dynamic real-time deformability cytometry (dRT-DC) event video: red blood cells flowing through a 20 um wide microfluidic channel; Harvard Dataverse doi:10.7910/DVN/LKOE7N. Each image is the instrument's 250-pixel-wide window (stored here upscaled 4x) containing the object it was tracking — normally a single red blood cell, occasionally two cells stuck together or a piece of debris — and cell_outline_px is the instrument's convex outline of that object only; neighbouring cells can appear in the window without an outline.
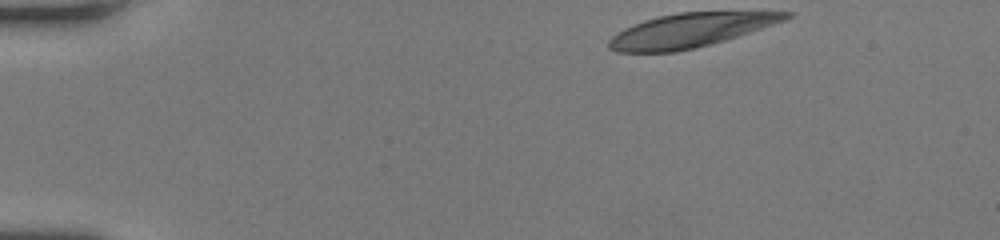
{"species": "human", "species_latin": "Homo sapiens", "temperature_condition": "room temperature", "stored_images_in_passage": 35, "camera_frame_rate_fps": 3000, "um_per_image_px": 0.085, "donor": {"sex": "female"}, "frame": {"image": 1, "passage_image": 1, "time_ms": 0.0, "image_size_px": [1000, 240], "cell_outline_px": [[796, 12], [792, 16], [784, 20], [724, 40], [696, 48], [676, 52], [616, 52], [608, 48], [608, 40], [612, 36], [624, 28], [644, 20], [656, 16], [676, 12]], "centroid_in_image_um": [58.6, 2.58], "position_along_channel_um": 26.4, "area_um2": 34.68}}
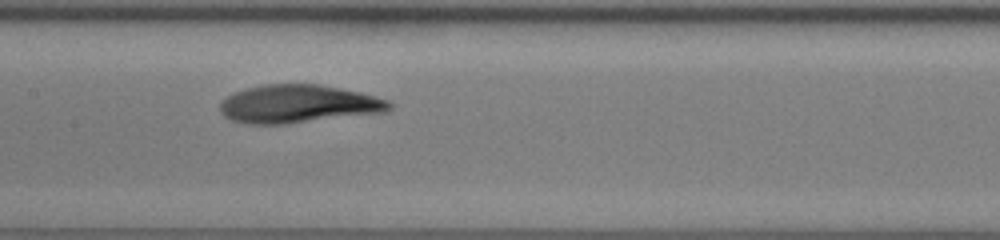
{"frame": {"image": 2, "passage_image": 19, "time_ms": 6.0, "image_size_px": [1000, 240], "cell_outline_px": [[392, 108], [384, 112], [284, 124], [248, 124], [232, 120], [224, 116], [220, 112], [220, 104], [232, 92], [264, 84], [320, 84], [360, 92], [376, 96], [388, 100], [392, 104]], "centroid_in_image_um": [25.35, 8.83], "position_along_channel_um": 182.1, "area_um2": 37.51}}
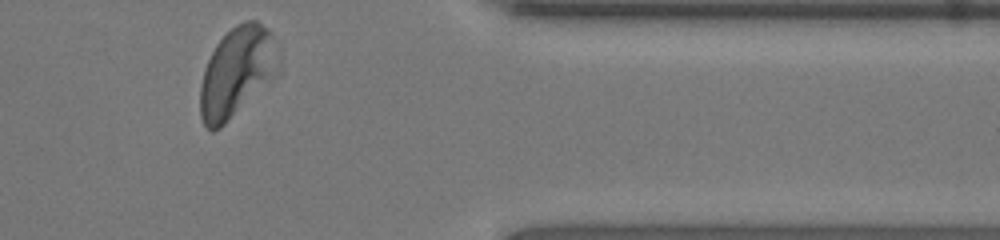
{"frame": {"image": 3, "passage_image": 35, "time_ms": 11.333, "image_size_px": [1000, 240], "cell_outline_px": [[280, 68], [220, 128], [212, 132], [204, 124], [200, 116], [200, 88], [204, 72], [208, 60], [216, 44], [236, 24], [244, 20], [256, 20], [268, 28], [272, 32]], "centroid_in_image_um": [20.11, 6.08], "position_along_channel_um": 391.3, "area_um2": 39.88}, "authors_computed_cell_mechanics": {"area_um2": 37.859, "velocity_mm_per_s": 4.21, "shape_relaxation_time_tau1_ms": 2.7021, "shape_relaxation_time_tau2_ms": 1.4446, "deformation_change_tau1": 0.1411, "deformation_change_tau2": 0.0839}}